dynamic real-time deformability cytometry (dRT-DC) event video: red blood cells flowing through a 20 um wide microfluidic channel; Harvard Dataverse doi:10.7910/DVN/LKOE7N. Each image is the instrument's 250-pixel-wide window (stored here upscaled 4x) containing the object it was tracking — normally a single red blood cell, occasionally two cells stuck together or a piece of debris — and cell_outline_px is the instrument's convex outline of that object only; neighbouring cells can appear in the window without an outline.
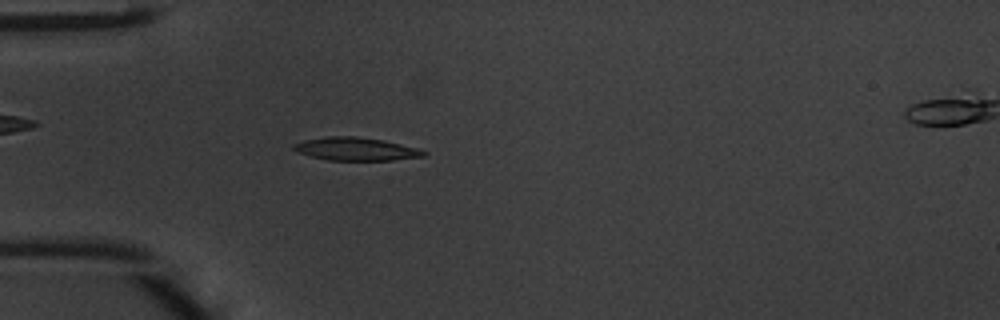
{"species": "common noctule bat (a hibernating species)", "species_latin": "Nyctalus noctula", "temperature_condition": "warm", "stored_images_in_passage": 48, "camera_frame_rate_fps": 3000, "um_per_image_px": 0.085, "animal": {"sex": "male", "body_mass_g": 20.1, "forearm_length_mm": 53.5}, "frame": {"image": 1, "passage_image": 14, "time_ms": 4.333, "image_size_px": [1000, 320], "cell_outline_px": [[428, 152], [424, 156], [392, 160], [328, 160], [296, 152], [292, 148], [292, 144], [304, 140], [328, 136], [356, 136], [384, 140], [416, 148]], "centroid_in_image_um": [30.21, 12.66], "position_along_channel_um": 54.8, "area_um2": 17.4}}
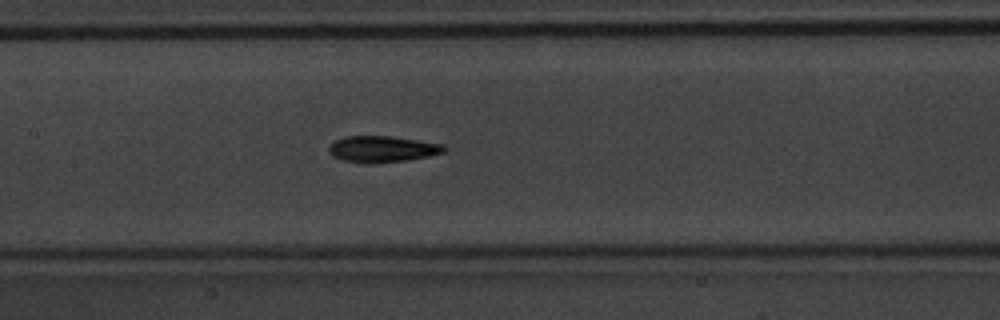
{"frame": {"image": 2, "passage_image": 23, "time_ms": 7.333, "image_size_px": [1000, 320], "cell_outline_px": [[448, 148], [444, 152], [428, 156], [408, 160], [372, 164], [364, 164], [344, 160], [332, 156], [328, 152], [328, 148], [336, 140], [344, 136], [388, 136], [444, 144]], "centroid_in_image_um": [32.49, 12.68], "position_along_channel_um": 174.9, "area_um2": 17.74}}
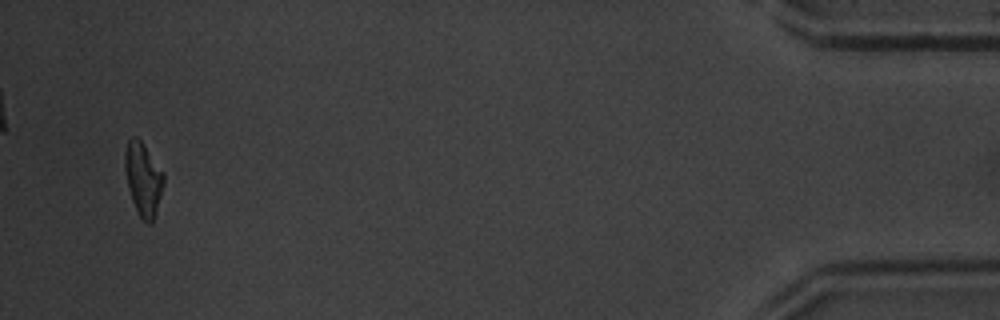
{"frame": {"image": 3, "passage_image": 46, "time_ms": 15.0, "image_size_px": [1000, 320], "cell_outline_px": [[164, 184], [156, 212], [152, 224], [148, 224], [140, 216], [132, 200], [128, 188], [124, 168], [124, 152], [128, 140], [132, 136], [136, 136], [140, 140], [164, 172]], "centroid_in_image_um": [12.16, 15.2], "position_along_channel_um": 423.0, "area_um2": 16.53}, "authors_computed_cell_mechanics": {"area_um2": 17.1088, "velocity_mm_per_s": 4.25, "shape_relaxation_time_tau1_ms": 2.6492, "shape_relaxation_time_tau2_ms": 4.5185, "deformation_change_tau1": 0.1798, "deformation_change_tau2": 0.1328}}